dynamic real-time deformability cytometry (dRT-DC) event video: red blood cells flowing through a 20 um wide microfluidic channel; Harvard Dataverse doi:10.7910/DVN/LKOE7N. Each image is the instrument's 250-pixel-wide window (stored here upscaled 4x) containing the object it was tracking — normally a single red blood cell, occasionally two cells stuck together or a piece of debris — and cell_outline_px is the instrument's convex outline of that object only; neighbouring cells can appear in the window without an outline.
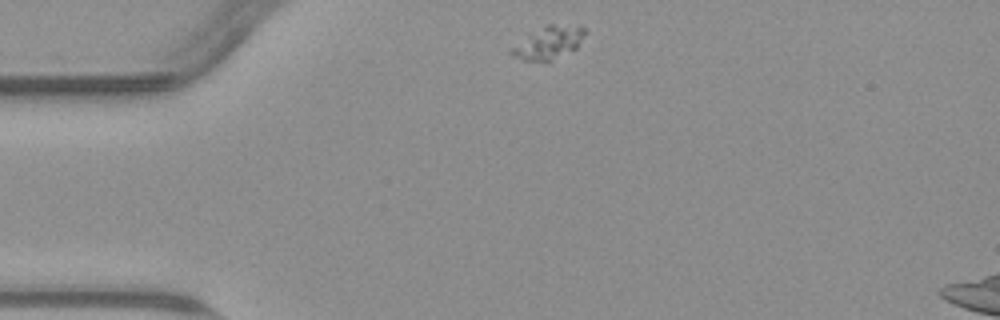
{"species": "common noctule bat (a hibernating species)", "species_latin": "Nyctalus noctula", "temperature_condition": "warm", "stored_images_in_passage": 45, "segment_of_instrument_passage": [1, 2], "camera_frame_rate_fps": 3000, "um_per_image_px": 0.085, "animal": {"sex": "male", "body_mass_g": 23.1, "forearm_length_mm": 52.7}, "frame": {"image": 1, "passage_image": 1, "time_ms": 0.0, "image_size_px": [1000, 320], "cell_outline_px": [[584, 32], [576, 48], [548, 64], [524, 60], [512, 56], [508, 52], [508, 48], [528, 32], [548, 24], [580, 24], [584, 28]], "centroid_in_image_um": [46.54, 3.65], "position_along_channel_um": 38.5, "area_um2": 14.85}}
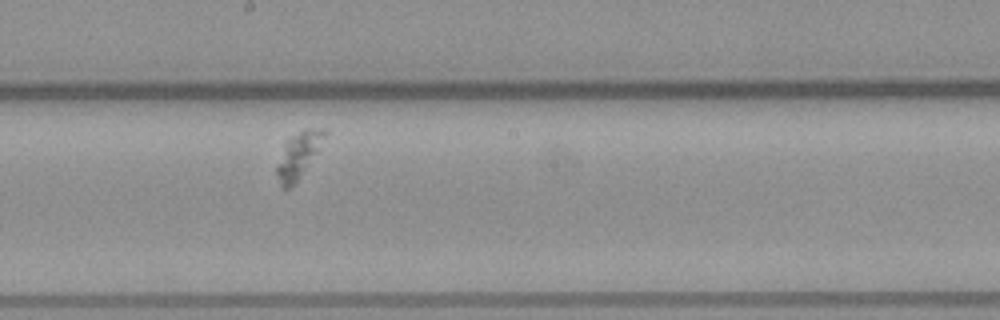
{"frame": {"image": 2, "passage_image": 20, "time_ms": 6.333, "image_size_px": [1000, 320], "cell_outline_px": [[328, 132], [316, 152], [296, 180], [288, 188], [284, 188], [280, 184], [276, 172], [276, 168], [284, 140], [308, 128], [328, 128]], "centroid_in_image_um": [25.35, 13.11], "position_along_channel_um": 222.9, "area_um2": 12.25}}
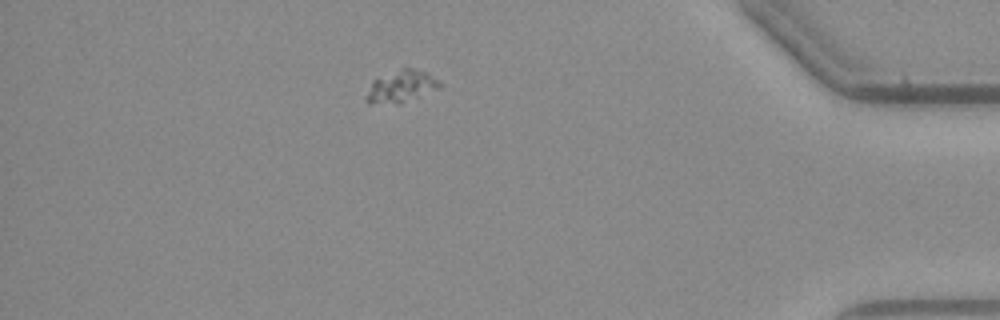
{"frame": {"image": 3, "passage_image": 39, "time_ms": 12.667, "image_size_px": [1000, 320], "cell_outline_px": [[440, 88], [400, 104], [368, 104], [364, 100], [364, 96], [372, 80], [404, 64], [428, 72], [440, 84]], "centroid_in_image_um": [34.03, 7.32], "position_along_channel_um": 401.2, "area_um2": 14.45}}